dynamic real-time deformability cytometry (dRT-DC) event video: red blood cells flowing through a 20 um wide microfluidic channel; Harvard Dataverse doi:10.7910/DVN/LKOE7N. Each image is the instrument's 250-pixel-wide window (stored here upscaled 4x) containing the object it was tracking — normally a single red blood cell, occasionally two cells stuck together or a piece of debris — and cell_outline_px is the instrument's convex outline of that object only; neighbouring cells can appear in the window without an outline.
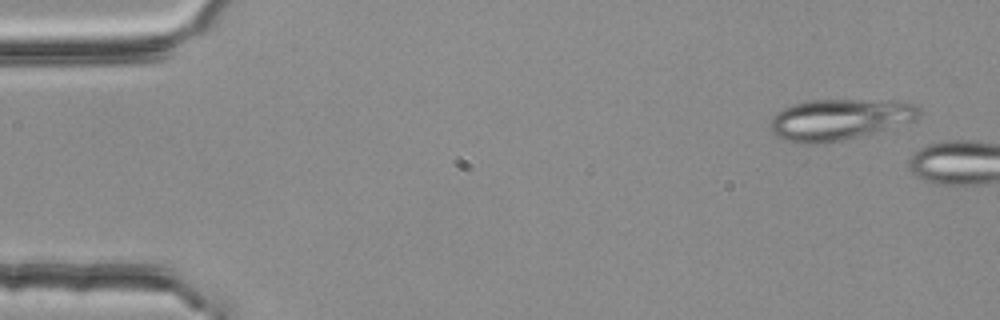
{"species": "common noctule bat (a hibernating species)", "species_latin": "Nyctalus noctula", "temperature_condition": "room temperature", "stored_images_in_passage": 2, "camera_frame_rate_fps": 3000, "um_per_image_px": 0.085, "animal": {"sex": "female", "body_mass_g": 25.1}, "frame": {"image": 1, "passage_image": 1, "time_ms": 0.0, "image_size_px": [1000, 320], "cell_outline_px": [[920, 116], [916, 120], [860, 136], [844, 140], [824, 144], [796, 144], [784, 140], [776, 136], [768, 128], [768, 124], [772, 116], [784, 108], [792, 104], [812, 100], [896, 100], [916, 104], [920, 108]], "centroid_in_image_um": [71.32, 10.16], "position_along_channel_um": 13.7, "area_um2": 36.18}}